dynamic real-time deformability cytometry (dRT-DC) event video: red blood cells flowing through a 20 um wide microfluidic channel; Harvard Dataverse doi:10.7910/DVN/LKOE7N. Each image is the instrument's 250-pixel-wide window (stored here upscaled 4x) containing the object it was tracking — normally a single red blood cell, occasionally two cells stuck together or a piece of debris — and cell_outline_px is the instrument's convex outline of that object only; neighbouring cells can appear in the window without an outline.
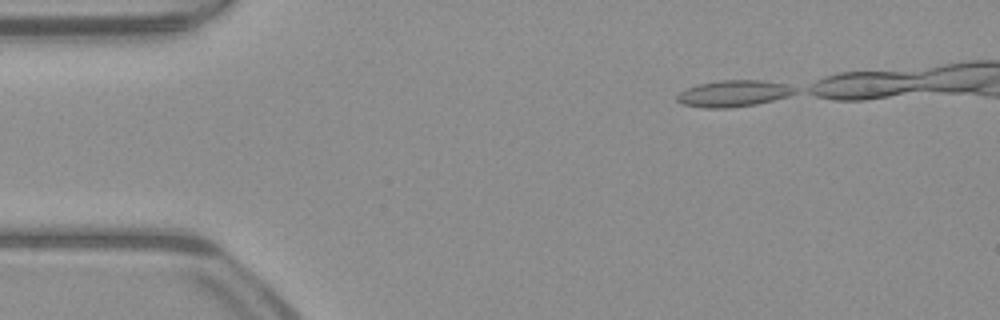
{"species": "common noctule bat (a hibernating species)", "species_latin": "Nyctalus noctula", "temperature_condition": "warm", "stored_images_in_passage": 22, "camera_frame_rate_fps": 3000, "um_per_image_px": 0.085, "animal": {"sex": "male", "body_mass_g": 23.1, "forearm_length_mm": 52.7}, "frame": {"image": 1, "passage_image": 1, "time_ms": 0.0, "image_size_px": [1000, 320], "cell_outline_px": [[796, 92], [788, 96], [756, 104], [728, 108], [704, 108], [680, 104], [676, 100], [676, 96], [680, 92], [688, 88], [700, 84], [720, 80], [764, 80], [788, 84], [796, 88]], "centroid_in_image_um": [62.35, 7.95], "position_along_channel_um": 22.7, "area_um2": 18.21}}
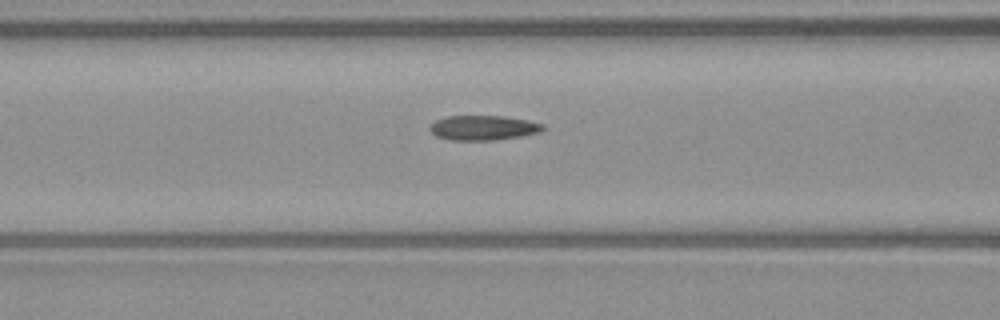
{"frame": {"image": 2, "passage_image": 14, "time_ms": 4.333, "image_size_px": [1000, 320], "cell_outline_px": [[544, 128], [540, 132], [520, 136], [496, 140], [448, 140], [436, 136], [428, 128], [436, 120], [448, 116], [504, 116], [528, 120], [544, 124]], "centroid_in_image_um": [41.08, 10.86], "position_along_channel_um": 125.5, "area_um2": 16.3}}
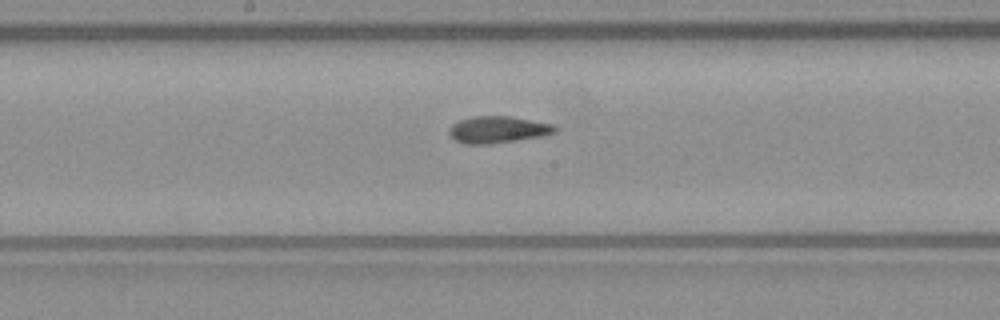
{"frame": {"image": 3, "passage_image": 20, "time_ms": 6.333, "image_size_px": [1000, 320], "cell_outline_px": [[560, 128], [556, 132], [540, 136], [516, 140], [488, 144], [464, 144], [456, 140], [448, 132], [448, 128], [452, 124], [460, 120], [472, 116], [512, 116], [552, 124]], "centroid_in_image_um": [42.31, 11.01], "position_along_channel_um": 205.9, "area_um2": 16.53}}